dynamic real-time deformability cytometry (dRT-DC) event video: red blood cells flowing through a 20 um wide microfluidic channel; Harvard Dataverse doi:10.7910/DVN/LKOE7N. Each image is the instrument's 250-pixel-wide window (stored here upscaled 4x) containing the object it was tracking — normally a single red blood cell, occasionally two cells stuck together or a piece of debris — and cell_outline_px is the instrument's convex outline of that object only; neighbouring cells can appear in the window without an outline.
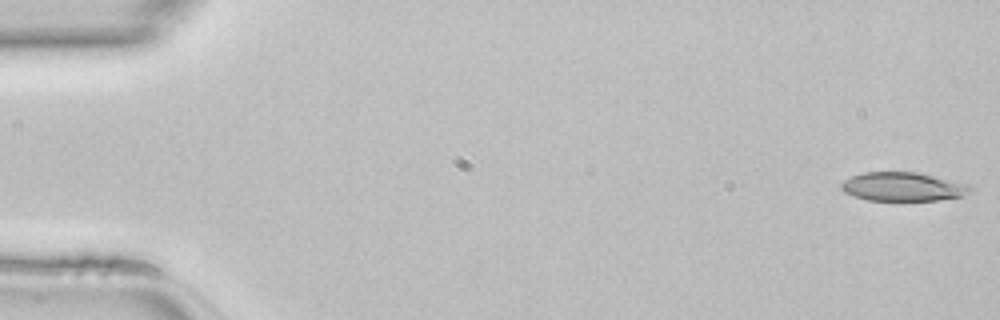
{"species": "common noctule bat (a hibernating species)", "species_latin": "Nyctalus noctula", "temperature_condition": "room temperature", "stored_images_in_passage": 46, "camera_frame_rate_fps": 3000, "um_per_image_px": 0.085, "animal": {"sex": "female", "body_mass_g": 22.7, "forearm_length_mm": 54.2}, "frame": {"image": 1, "passage_image": 1, "time_ms": 0.0, "image_size_px": [1000, 320], "cell_outline_px": [[972, 192], [964, 196], [936, 200], [868, 200], [852, 196], [844, 192], [840, 188], [840, 184], [844, 180], [852, 176], [864, 172], [920, 172], [968, 184], [972, 188]], "centroid_in_image_um": [76.75, 15.86], "position_along_channel_um": 8.2, "area_um2": 21.79}}
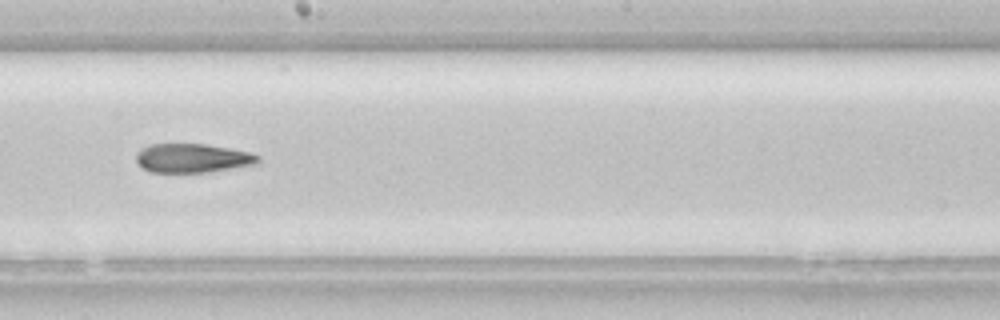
{"frame": {"image": 2, "passage_image": 26, "time_ms": 8.333, "image_size_px": [1000, 320], "cell_outline_px": [[260, 160], [256, 164], [208, 172], [152, 172], [144, 168], [136, 160], [136, 152], [140, 148], [148, 144], [208, 144], [248, 152], [260, 156]], "centroid_in_image_um": [16.35, 13.43], "position_along_channel_um": 231.9, "area_um2": 20.52}}
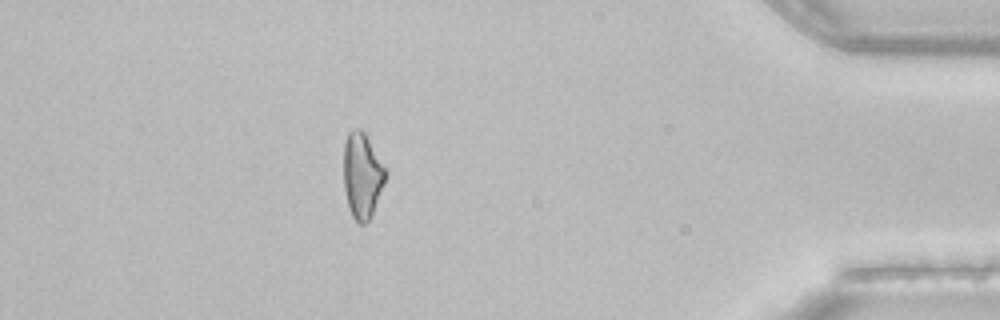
{"frame": {"image": 3, "passage_image": 41, "time_ms": 13.333, "image_size_px": [1000, 320], "cell_outline_px": [[388, 172], [384, 184], [372, 216], [364, 224], [360, 224], [352, 216], [348, 208], [344, 188], [344, 140], [348, 132], [352, 128], [360, 128], [364, 132]], "centroid_in_image_um": [30.78, 14.91], "position_along_channel_um": 404.4, "area_um2": 21.04}}